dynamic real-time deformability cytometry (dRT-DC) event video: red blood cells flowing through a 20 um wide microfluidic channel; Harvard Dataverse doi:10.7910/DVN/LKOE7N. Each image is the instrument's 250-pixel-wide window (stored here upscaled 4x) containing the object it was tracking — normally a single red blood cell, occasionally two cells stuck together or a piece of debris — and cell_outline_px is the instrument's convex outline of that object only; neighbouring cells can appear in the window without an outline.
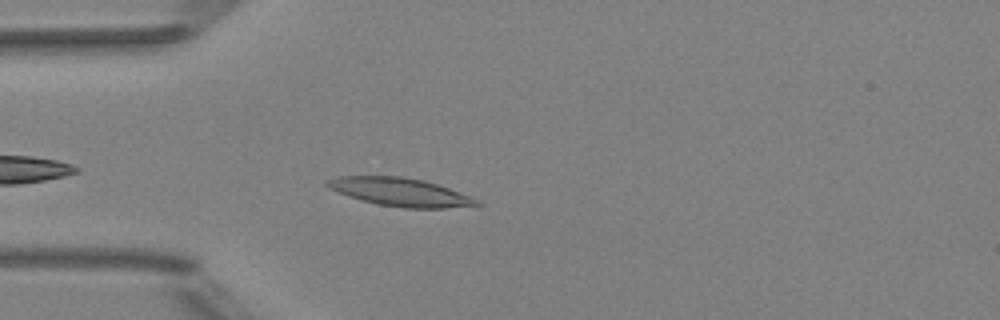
{"species": "Egyptian fruit bat (a non-hibernating species)", "species_latin": "Rousettus aegyptiacus", "temperature_condition": "room temperature", "stored_images_in_passage": 32, "camera_frame_rate_fps": 3000, "um_per_image_px": 0.085, "animal": {"sex": "female"}, "frame": {"image": 1, "passage_image": 4, "time_ms": 1.0, "image_size_px": [1000, 320], "cell_outline_px": [[484, 204], [444, 208], [404, 208], [376, 204], [348, 196], [328, 188], [324, 184], [324, 180], [336, 176], [400, 176], [424, 180], [472, 196], [480, 200]], "centroid_in_image_um": [33.99, 16.32], "position_along_channel_um": 51.0, "area_um2": 24.74}}
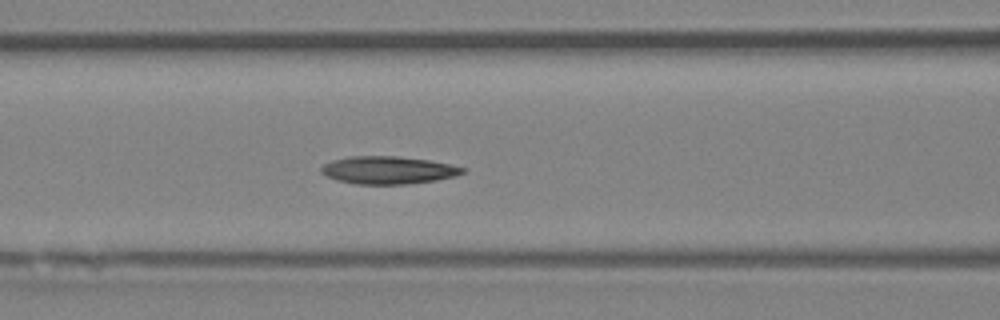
{"frame": {"image": 2, "passage_image": 11, "time_ms": 3.333, "image_size_px": [1000, 320], "cell_outline_px": [[468, 168], [464, 172], [452, 176], [436, 180], [408, 184], [356, 184], [336, 180], [320, 172], [320, 168], [324, 164], [332, 160], [348, 156], [396, 156], [428, 160]], "centroid_in_image_um": [32.96, 14.46], "position_along_channel_um": 133.6, "area_um2": 22.72}}
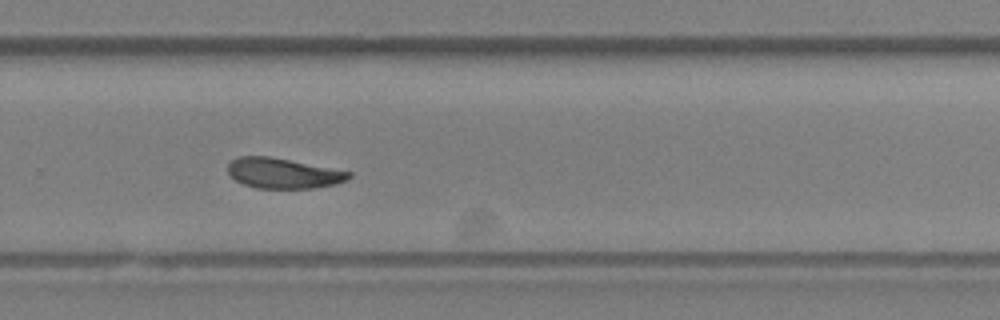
{"frame": {"image": 3, "passage_image": 24, "time_ms": 7.667, "image_size_px": [1000, 320], "cell_outline_px": [[352, 176], [348, 180], [336, 184], [312, 188], [256, 188], [244, 184], [236, 180], [228, 172], [228, 164], [236, 156], [268, 156], [352, 172]], "centroid_in_image_um": [24.07, 14.72], "position_along_channel_um": 305.7, "area_um2": 21.21}, "authors_computed_cell_mechanics": {"area_um2": 22.6287, "velocity_mm_per_s": 3.9901, "shape_relaxation_time_tau1_ms": 9.0219, "shape_relaxation_time_tau2_ms": 3.3591, "deformation_change_tau1": 0.1791, "deformation_change_tau2": 0.0897}}